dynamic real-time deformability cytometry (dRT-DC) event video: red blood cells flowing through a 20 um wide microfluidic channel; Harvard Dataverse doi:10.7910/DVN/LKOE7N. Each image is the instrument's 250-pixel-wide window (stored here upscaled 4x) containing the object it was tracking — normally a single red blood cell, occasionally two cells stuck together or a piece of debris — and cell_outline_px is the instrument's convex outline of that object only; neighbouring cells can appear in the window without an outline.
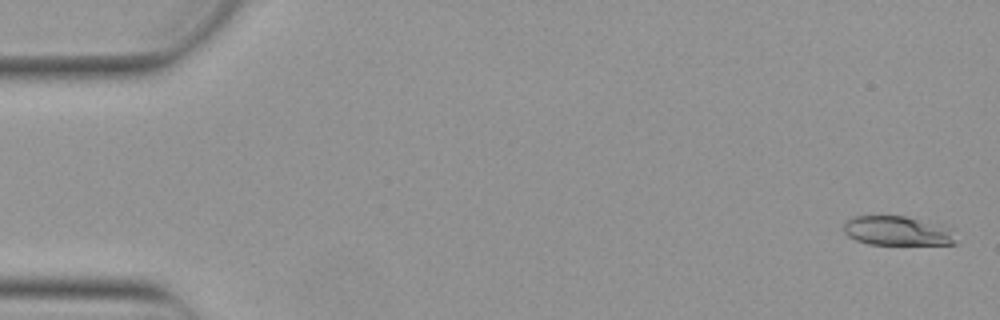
{"species": "Egyptian fruit bat (a non-hibernating species)", "species_latin": "Rousettus aegyptiacus", "temperature_condition": "warm", "stored_images_in_passage": 54, "segment_of_instrument_passage": [1, 2], "camera_frame_rate_fps": 3000, "um_per_image_px": 0.085, "animal": {"sex": "female"}, "frame": {"image": 1, "passage_image": 2, "time_ms": 0.333, "image_size_px": [1000, 320], "cell_outline_px": [[956, 244], [868, 244], [856, 240], [848, 236], [844, 232], [844, 224], [852, 216], [904, 216], [940, 224], [948, 228], [956, 240]], "centroid_in_image_um": [76.24, 19.62], "position_along_channel_um": 8.8, "area_um2": 18.96}}
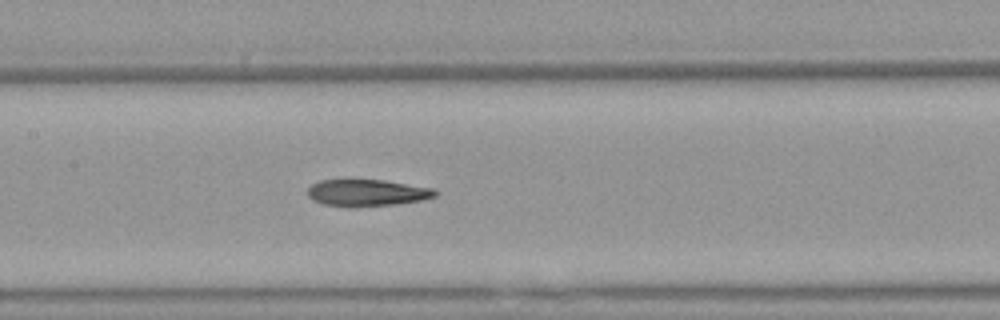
{"frame": {"image": 2, "passage_image": 26, "time_ms": 8.333, "image_size_px": [1000, 320], "cell_outline_px": [[440, 192], [436, 196], [424, 200], [396, 204], [352, 208], [348, 208], [324, 204], [312, 200], [308, 196], [308, 188], [312, 184], [320, 180], [344, 176], [384, 180], [436, 188]], "centroid_in_image_um": [31.18, 16.35], "position_along_channel_um": 176.2, "area_um2": 21.27}}
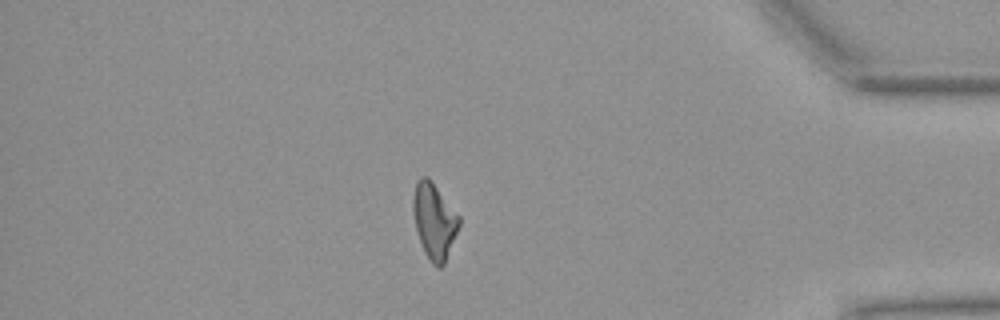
{"frame": {"image": 3, "passage_image": 46, "time_ms": 15.0, "image_size_px": [1000, 320], "cell_outline_px": [[460, 224], [444, 264], [440, 268], [436, 268], [428, 260], [424, 252], [416, 232], [412, 208], [412, 196], [416, 180], [420, 176], [428, 176], [460, 216]], "centroid_in_image_um": [36.88, 18.77], "position_along_channel_um": 398.3, "area_um2": 20.58}}